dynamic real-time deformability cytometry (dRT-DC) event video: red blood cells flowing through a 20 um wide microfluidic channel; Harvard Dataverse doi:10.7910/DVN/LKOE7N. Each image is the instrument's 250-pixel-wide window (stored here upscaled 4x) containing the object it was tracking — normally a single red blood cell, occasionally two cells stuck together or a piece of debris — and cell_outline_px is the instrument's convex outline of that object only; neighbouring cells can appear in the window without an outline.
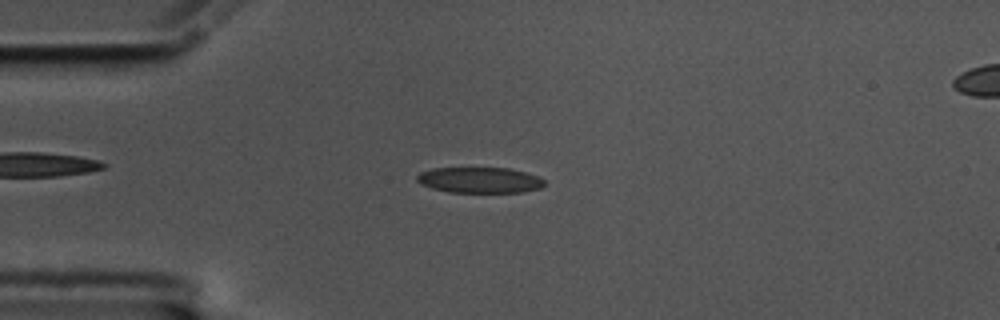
{"species": "common noctule bat (a hibernating species)", "species_latin": "Nyctalus noctula", "temperature_condition": "cold", "stored_images_in_passage": 57, "camera_frame_rate_fps": 3000, "um_per_image_px": 0.085, "animal": {"sex": "male", "body_mass_g": 17.5, "forearm_length_mm": 52.3}, "frame": {"image": 1, "passage_image": 14, "time_ms": 4.333, "image_size_px": [1000, 320], "cell_outline_px": [[544, 184], [540, 188], [524, 192], [448, 192], [432, 188], [420, 184], [416, 180], [416, 176], [420, 172], [432, 168], [508, 168], [524, 172], [536, 176], [544, 180]], "centroid_in_image_um": [40.73, 15.31], "position_along_channel_um": 44.3, "area_um2": 19.07}}
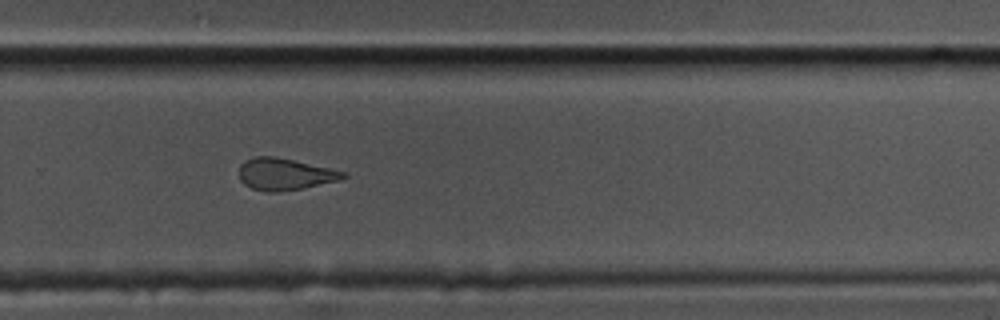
{"frame": {"image": 2, "passage_image": 38, "time_ms": 12.333, "image_size_px": [1000, 320], "cell_outline_px": [[348, 176], [340, 180], [300, 188], [276, 192], [264, 192], [252, 188], [244, 184], [240, 180], [240, 164], [244, 160], [256, 156], [276, 156], [348, 172]], "centroid_in_image_um": [24.21, 14.79], "position_along_channel_um": 305.6, "area_um2": 19.31}}
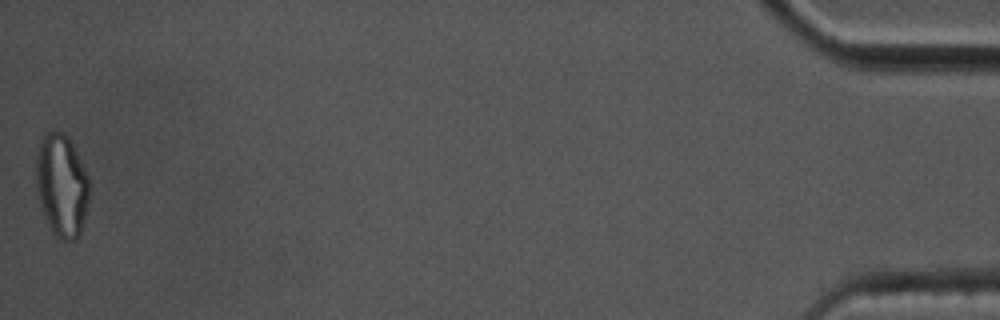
{"frame": {"image": 3, "passage_image": 57, "time_ms": 18.667, "image_size_px": [1000, 320], "cell_outline_px": [[88, 204], [84, 220], [80, 232], [76, 240], [64, 240], [56, 236], [48, 228], [44, 216], [36, 188], [36, 152], [40, 140], [52, 128], [64, 132], [68, 136], [88, 176]], "centroid_in_image_um": [5.22, 15.74], "position_along_channel_um": 430.0, "area_um2": 32.02}, "authors_computed_cell_mechanics": {"area_um2": 19.9988, "velocity_mm_per_s": 3.4932, "shape_relaxation_time_tau1_ms": 9.1114, "shape_relaxation_time_tau2_ms": 2.9573, "deformation_change_tau1": 0.2061, "deformation_change_tau2": 0.1223}}